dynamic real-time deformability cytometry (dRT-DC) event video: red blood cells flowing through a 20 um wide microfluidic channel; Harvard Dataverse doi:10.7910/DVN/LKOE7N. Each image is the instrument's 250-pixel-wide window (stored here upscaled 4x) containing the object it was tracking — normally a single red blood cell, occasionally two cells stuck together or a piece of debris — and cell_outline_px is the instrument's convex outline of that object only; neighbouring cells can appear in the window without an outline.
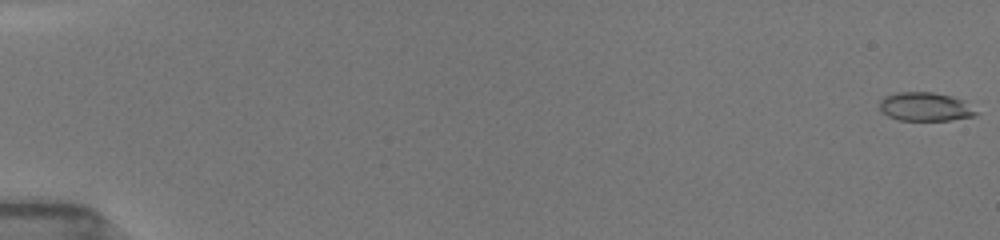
{"species": "common noctule bat (a hibernating species)", "species_latin": "Nyctalus noctula", "temperature_condition": "room temperature", "stored_images_in_passage": 20, "camera_frame_rate_fps": 3000, "um_per_image_px": 0.085, "animal": {"sex": "female", "body_mass_g": 19.5, "forearm_length_mm": 54.1}, "frame": {"image": 1, "passage_image": 1, "time_ms": 0.0, "image_size_px": [1000, 240], "cell_outline_px": [[980, 112], [976, 116], [952, 120], [900, 120], [888, 116], [880, 112], [880, 100], [884, 96], [896, 92], [932, 92], [952, 96], [964, 100]], "centroid_in_image_um": [78.68, 9.07], "position_along_channel_um": 6.3, "area_um2": 16.42}}
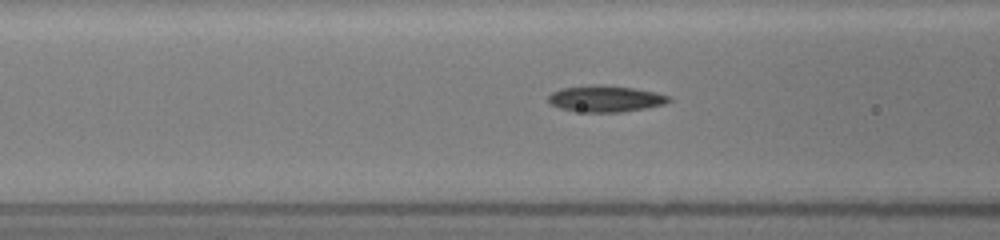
{"frame": {"image": 2, "passage_image": 14, "time_ms": 7.333, "image_size_px": [1000, 240], "cell_outline_px": [[672, 100], [664, 104], [648, 108], [620, 112], [584, 112], [560, 108], [548, 104], [548, 96], [552, 92], [560, 88], [596, 84], [604, 84], [632, 88], [656, 92], [668, 96]], "centroid_in_image_um": [51.44, 8.38], "position_along_channel_um": 115.2, "area_um2": 18.67}}
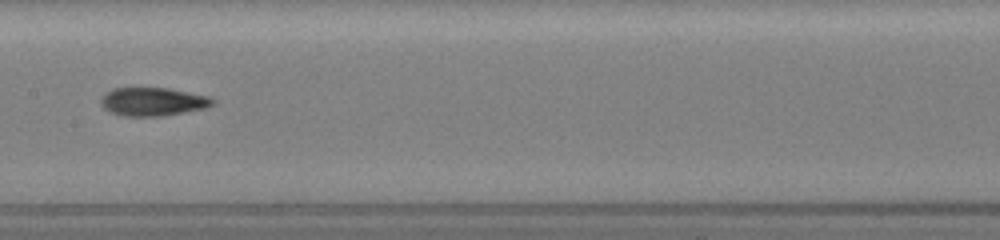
{"frame": {"image": 3, "passage_image": 19, "time_ms": 9.333, "image_size_px": [1000, 240], "cell_outline_px": [[216, 104], [204, 108], [184, 112], [160, 116], [124, 116], [112, 112], [104, 108], [100, 104], [100, 100], [112, 88], [168, 88], [212, 96], [216, 100]], "centroid_in_image_um": [13.06, 8.63], "position_along_channel_um": 194.3, "area_um2": 18.5}}